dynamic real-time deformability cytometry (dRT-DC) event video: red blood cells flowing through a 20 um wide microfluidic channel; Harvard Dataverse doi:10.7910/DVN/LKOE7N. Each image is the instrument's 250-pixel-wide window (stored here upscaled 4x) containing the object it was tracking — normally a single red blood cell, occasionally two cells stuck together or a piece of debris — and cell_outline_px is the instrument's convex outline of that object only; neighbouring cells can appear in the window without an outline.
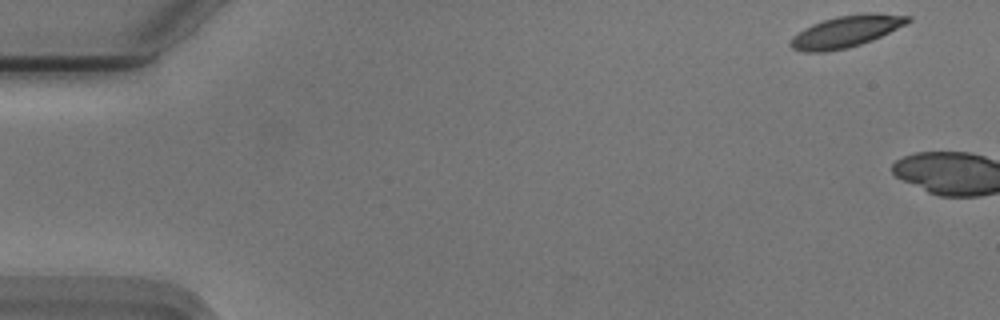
{"species": "Egyptian fruit bat (a non-hibernating species)", "species_latin": "Rousettus aegyptiacus", "temperature_condition": "cold", "stored_images_in_passage": 3, "camera_frame_rate_fps": 3000, "um_per_image_px": 0.085, "animal": {"sex": "male"}, "frame": {"image": 1, "passage_image": 1, "time_ms": 0.0, "image_size_px": [1000, 320], "cell_outline_px": [[912, 20], [908, 24], [872, 40], [848, 48], [824, 52], [804, 52], [792, 48], [788, 44], [792, 36], [804, 28], [812, 24], [836, 16], [864, 12], [876, 12], [912, 16]], "centroid_in_image_um": [71.95, 2.66], "position_along_channel_um": 13.0, "area_um2": 22.02}}